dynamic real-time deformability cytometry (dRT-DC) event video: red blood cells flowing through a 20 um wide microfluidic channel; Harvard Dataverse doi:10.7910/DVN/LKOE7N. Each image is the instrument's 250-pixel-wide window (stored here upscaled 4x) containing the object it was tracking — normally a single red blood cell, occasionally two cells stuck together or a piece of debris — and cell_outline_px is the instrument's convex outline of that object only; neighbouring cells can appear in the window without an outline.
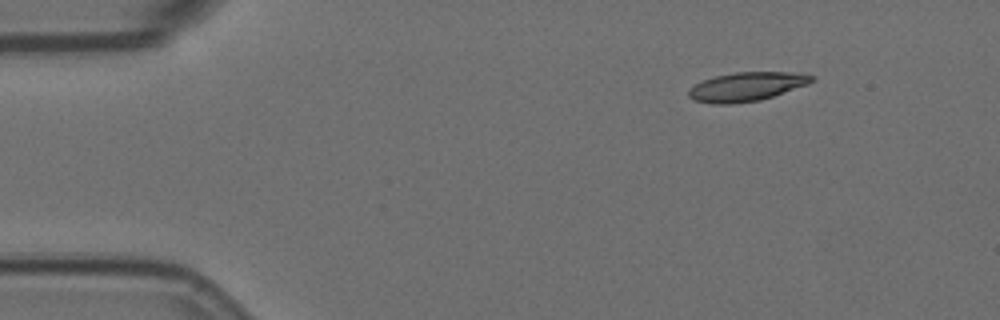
{"species": "Egyptian fruit bat (a non-hibernating species)", "species_latin": "Rousettus aegyptiacus", "temperature_condition": "room temperature", "stored_images_in_passage": 50, "camera_frame_rate_fps": 3000, "um_per_image_px": 0.085, "animal": {"sex": "female"}, "frame": {"image": 1, "passage_image": 1, "time_ms": 0.0, "image_size_px": [1000, 320], "cell_outline_px": [[816, 80], [808, 84], [760, 100], [732, 104], [712, 104], [692, 100], [688, 96], [688, 88], [704, 80], [716, 76], [736, 72], [800, 72], [816, 76]], "centroid_in_image_um": [63.48, 7.36], "position_along_channel_um": 21.5, "area_um2": 20.87}}
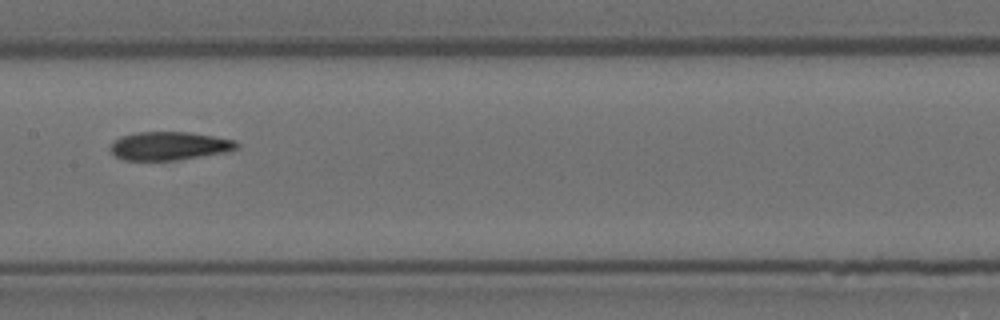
{"frame": {"image": 2, "passage_image": 22, "time_ms": 7.0, "image_size_px": [1000, 320], "cell_outline_px": [[240, 148], [224, 152], [172, 160], [124, 160], [116, 156], [108, 148], [120, 136], [136, 132], [188, 132], [236, 140], [240, 144]], "centroid_in_image_um": [14.38, 12.39], "position_along_channel_um": 193.0, "area_um2": 20.69}}
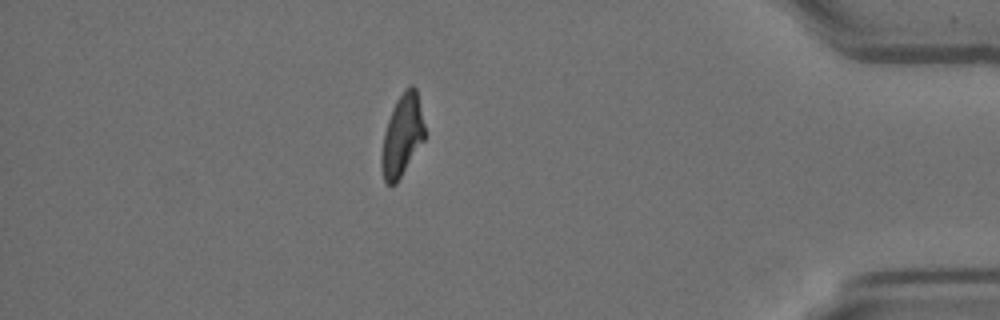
{"frame": {"image": 3, "passage_image": 43, "time_ms": 14.0, "image_size_px": [1000, 320], "cell_outline_px": [[424, 140], [396, 184], [388, 184], [384, 180], [380, 164], [380, 156], [384, 132], [392, 108], [396, 100], [404, 88], [408, 84], [412, 84], [416, 88], [424, 124]], "centroid_in_image_um": [34.16, 11.49], "position_along_channel_um": 401.0, "area_um2": 20.58}, "authors_computed_cell_mechanics": {"area_um2": 21.0392, "velocity_mm_per_s": 3.5736, "shape_relaxation_time_tau1_ms": 10.2558, "shape_relaxation_time_tau2_ms": 3.8167, "deformation_change_tau1": 0.2807, "deformation_change_tau2": 0.116}}